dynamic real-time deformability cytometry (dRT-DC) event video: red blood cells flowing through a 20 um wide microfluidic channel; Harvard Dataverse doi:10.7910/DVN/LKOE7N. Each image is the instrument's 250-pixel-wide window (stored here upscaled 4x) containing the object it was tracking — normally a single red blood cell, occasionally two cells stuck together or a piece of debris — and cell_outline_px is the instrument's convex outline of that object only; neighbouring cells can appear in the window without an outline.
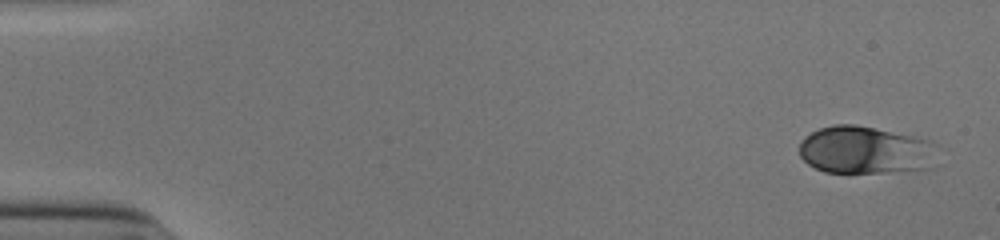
{"species": "human", "species_latin": "Homo sapiens", "temperature_condition": "cold", "stored_images_in_passage": 51, "camera_frame_rate_fps": 3000, "um_per_image_px": 0.085, "donor": {"sex": "male"}, "frame": {"image": 1, "passage_image": 1, "time_ms": 0.0, "image_size_px": [1000, 240], "cell_outline_px": [[936, 144], [932, 168], [884, 172], [824, 172], [808, 164], [800, 156], [800, 144], [804, 136], [820, 128], [832, 124], [856, 124], [912, 136], [928, 140]], "centroid_in_image_um": [73.52, 12.75], "position_along_channel_um": 11.5, "area_um2": 38.21}}
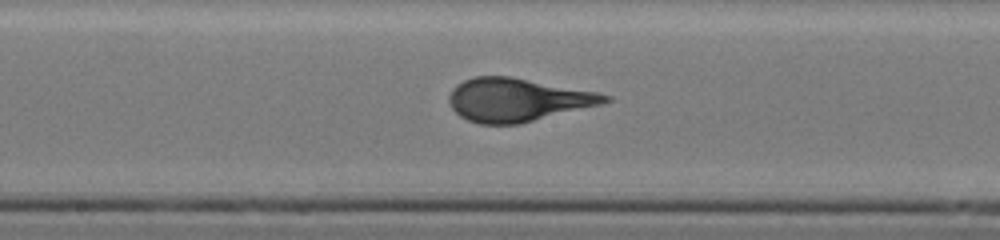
{"frame": {"image": 2, "passage_image": 27, "time_ms": 8.667, "image_size_px": [1000, 240], "cell_outline_px": [[612, 100], [520, 124], [480, 124], [468, 120], [460, 116], [452, 108], [448, 100], [448, 96], [452, 88], [456, 84], [464, 80], [476, 76], [512, 76], [596, 92], [612, 96]], "centroid_in_image_um": [43.91, 8.47], "position_along_channel_um": 204.3, "area_um2": 38.9}}
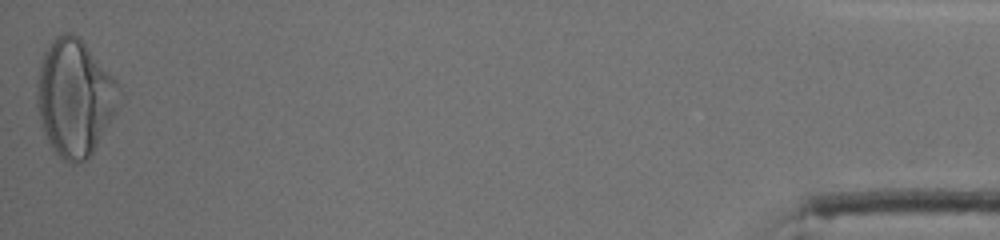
{"frame": {"image": 3, "passage_image": 51, "time_ms": 16.667, "image_size_px": [1000, 240], "cell_outline_px": [[124, 96], [92, 152], [84, 160], [76, 164], [72, 164], [64, 160], [52, 148], [44, 132], [36, 104], [36, 80], [40, 60], [44, 52], [52, 40], [64, 32], [72, 32], [84, 44], [116, 80]], "centroid_in_image_um": [6.33, 8.29], "position_along_channel_um": 428.9, "area_um2": 55.43}, "authors_computed_cell_mechanics": {"area_um2": 38.6682, "velocity_mm_per_s": 3.9086, "shape_relaxation_time_tau1_ms": 4.4097, "shape_relaxation_time_tau2_ms": null, "deformation_change_tau1": 0.1704, "deformation_change_tau2": null}}